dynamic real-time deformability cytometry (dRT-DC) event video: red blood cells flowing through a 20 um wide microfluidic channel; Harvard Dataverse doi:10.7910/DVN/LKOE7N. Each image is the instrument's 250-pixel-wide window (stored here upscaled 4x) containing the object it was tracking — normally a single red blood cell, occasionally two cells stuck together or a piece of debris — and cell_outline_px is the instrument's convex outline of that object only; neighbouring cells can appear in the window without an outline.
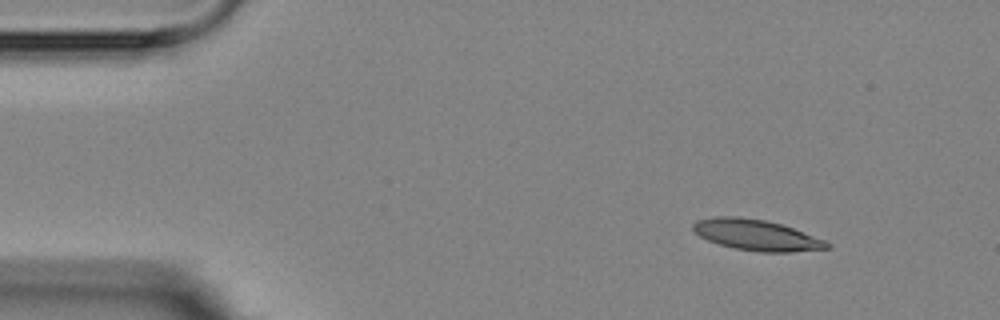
{"species": "Egyptian fruit bat (a non-hibernating species)", "species_latin": "Rousettus aegyptiacus", "temperature_condition": "room temperature", "stored_images_in_passage": 7, "camera_frame_rate_fps": 3000, "um_per_image_px": 0.085, "animal": {"sex": "female"}, "frame": {"image": 1, "passage_image": 1, "time_ms": 0.0, "image_size_px": [1000, 320], "cell_outline_px": [[832, 248], [792, 252], [760, 252], [736, 248], [720, 244], [708, 240], [700, 236], [692, 228], [692, 224], [696, 220], [716, 216], [736, 216], [764, 220], [780, 224], [792, 228], [824, 240], [832, 244]], "centroid_in_image_um": [64.3, 19.98], "position_along_channel_um": 20.7, "area_um2": 23.87}}
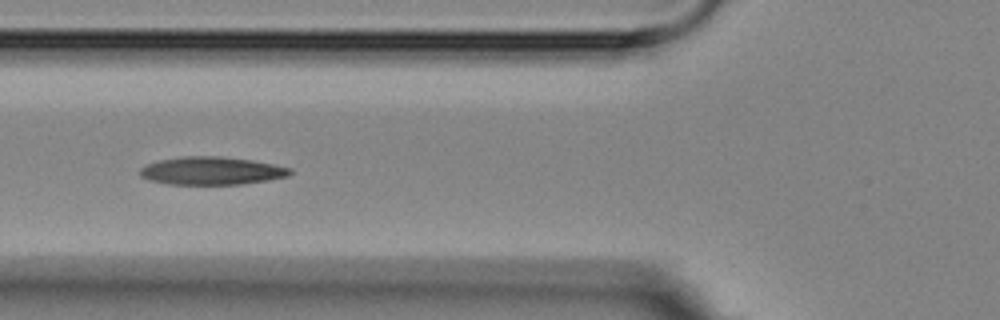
{"frame": {"image": 2, "passage_image": 5, "time_ms": 4.667, "image_size_px": [1000, 320], "cell_outline_px": [[292, 172], [288, 176], [268, 180], [244, 184], [168, 184], [148, 180], [140, 176], [140, 168], [144, 164], [160, 160], [184, 156], [220, 156], [252, 160], [292, 168]], "centroid_in_image_um": [17.96, 14.52], "position_along_channel_um": 107.8, "area_um2": 24.51}}
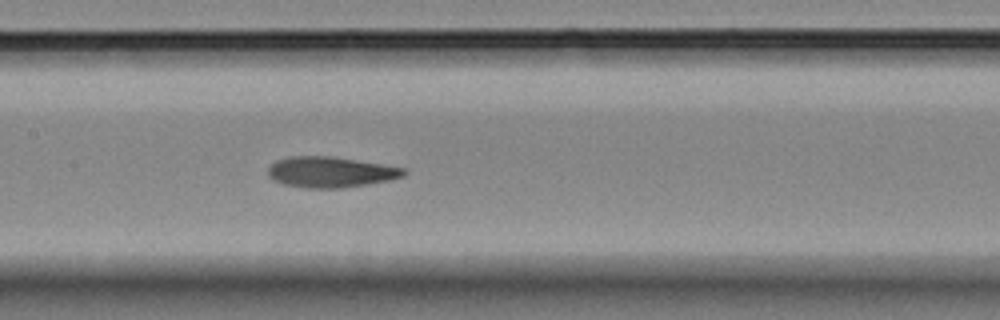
{"frame": {"image": 3, "passage_image": 7, "time_ms": 6.667, "image_size_px": [1000, 320], "cell_outline_px": [[408, 172], [404, 176], [388, 180], [340, 188], [304, 188], [284, 184], [272, 180], [268, 176], [268, 168], [276, 160], [288, 156], [328, 156], [380, 164], [404, 168]], "centroid_in_image_um": [28.04, 14.63], "position_along_channel_um": 179.4, "area_um2": 24.04}}